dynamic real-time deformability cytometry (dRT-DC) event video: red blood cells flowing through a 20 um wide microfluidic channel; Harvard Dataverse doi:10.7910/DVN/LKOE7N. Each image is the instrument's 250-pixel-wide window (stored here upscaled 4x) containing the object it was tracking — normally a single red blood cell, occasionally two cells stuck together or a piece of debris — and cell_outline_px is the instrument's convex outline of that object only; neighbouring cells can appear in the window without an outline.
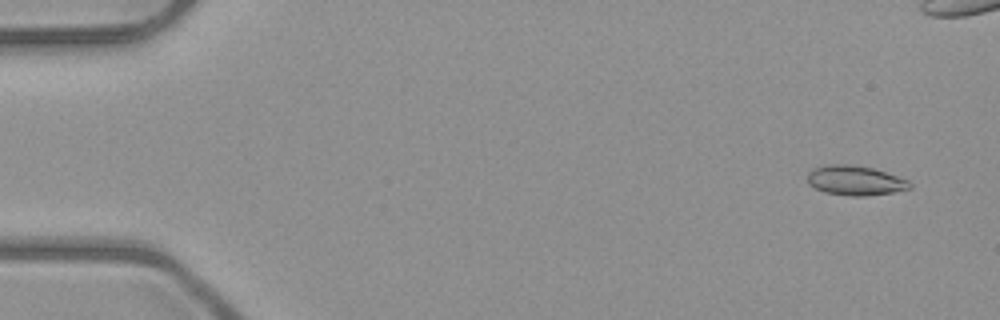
{"species": "common noctule bat (a hibernating species)", "species_latin": "Nyctalus noctula", "temperature_condition": "room temperature", "stored_images_in_passage": 5, "camera_frame_rate_fps": 3000, "um_per_image_px": 0.085, "animal": {"sex": "male", "body_mass_g": 23.1, "forearm_length_mm": 52.7}, "frame": {"image": 1, "passage_image": 1, "time_ms": 0.0, "image_size_px": [1000, 320], "cell_outline_px": [[912, 188], [892, 192], [864, 196], [852, 196], [824, 192], [808, 184], [808, 172], [812, 168], [824, 164], [848, 164], [872, 168], [908, 180], [912, 184]], "centroid_in_image_um": [72.65, 15.33], "position_along_channel_um": 12.3, "area_um2": 17.63}}